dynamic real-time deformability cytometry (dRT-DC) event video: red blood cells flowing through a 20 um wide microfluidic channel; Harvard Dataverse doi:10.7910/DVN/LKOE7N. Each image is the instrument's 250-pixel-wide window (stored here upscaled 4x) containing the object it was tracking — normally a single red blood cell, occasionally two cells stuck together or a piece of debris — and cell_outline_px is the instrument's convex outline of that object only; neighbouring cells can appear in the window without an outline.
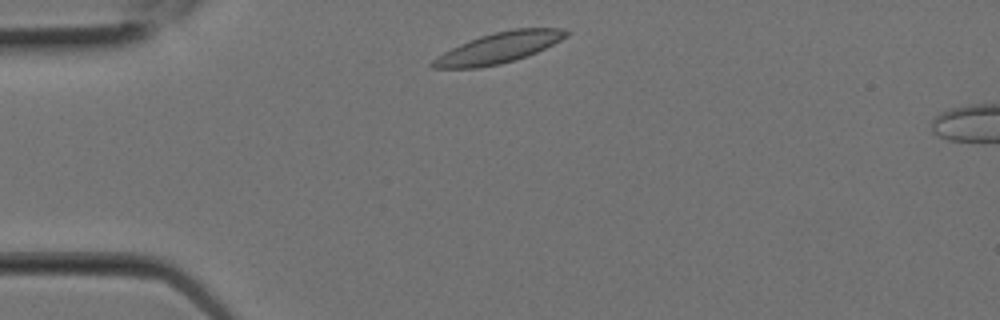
{"species": "Egyptian fruit bat (a non-hibernating species)", "species_latin": "Rousettus aegyptiacus", "temperature_condition": "room temperature", "stored_images_in_passage": 3, "camera_frame_rate_fps": 3000, "um_per_image_px": 0.085, "animal": {"sex": "female"}, "frame": {"image": 1, "passage_image": 1, "time_ms": 0.0, "image_size_px": [1000, 320], "cell_outline_px": [[568, 36], [528, 56], [516, 60], [500, 64], [480, 68], [432, 68], [428, 64], [436, 56], [460, 44], [480, 36], [496, 32], [516, 28], [564, 28], [568, 32]], "centroid_in_image_um": [42.36, 4.08], "position_along_channel_um": 42.6, "area_um2": 23.76}}